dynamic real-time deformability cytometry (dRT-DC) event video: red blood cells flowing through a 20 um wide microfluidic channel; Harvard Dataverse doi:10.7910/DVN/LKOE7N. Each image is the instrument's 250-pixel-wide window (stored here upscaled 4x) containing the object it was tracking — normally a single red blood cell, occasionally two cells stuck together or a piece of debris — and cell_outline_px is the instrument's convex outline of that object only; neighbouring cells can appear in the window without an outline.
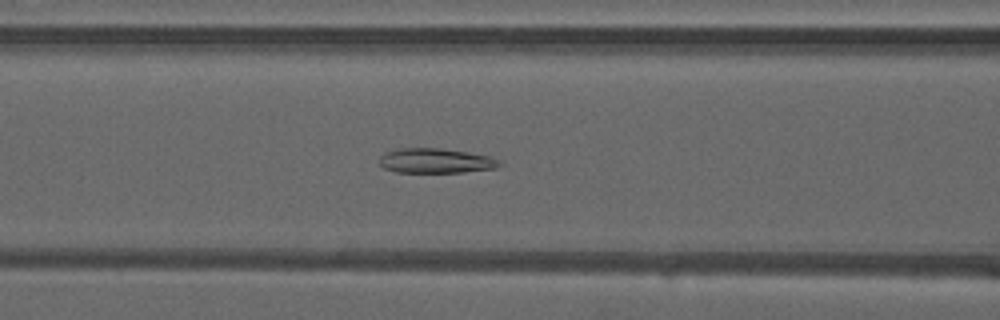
{"species": "common noctule bat (a hibernating species)", "species_latin": "Nyctalus noctula", "temperature_condition": "warm", "stored_images_in_passage": 39, "camera_frame_rate_fps": 3000, "um_per_image_px": 0.085, "animal": {"sex": "male", "forearm_length_mm": 52.5}, "frame": {"image": 1, "passage_image": 10, "time_ms": 3.0, "image_size_px": [1000, 320], "cell_outline_px": [[504, 164], [496, 168], [464, 172], [396, 172], [384, 168], [380, 164], [380, 156], [384, 152], [400, 148], [440, 148], [468, 152], [488, 156]], "centroid_in_image_um": [37.01, 13.66], "position_along_channel_um": 129.6, "area_um2": 17.28}}
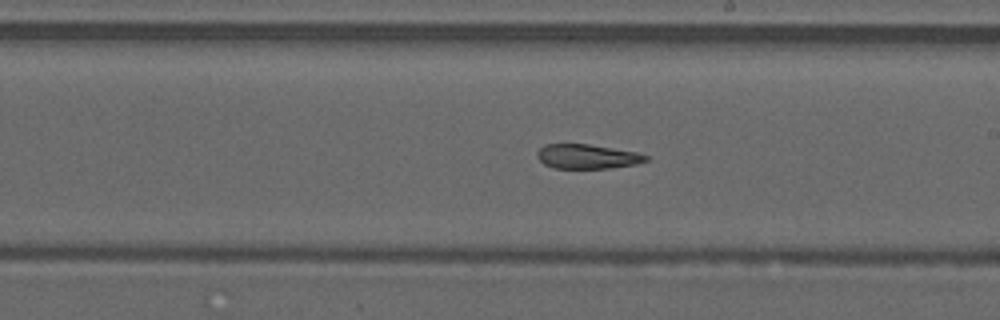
{"frame": {"image": 2, "passage_image": 18, "time_ms": 5.667, "image_size_px": [1000, 320], "cell_outline_px": [[648, 160], [636, 164], [608, 168], [556, 168], [544, 164], [536, 156], [536, 152], [544, 144], [588, 144], [636, 152], [648, 156]], "centroid_in_image_um": [49.89, 13.3], "position_along_channel_um": 239.1, "area_um2": 15.37}}
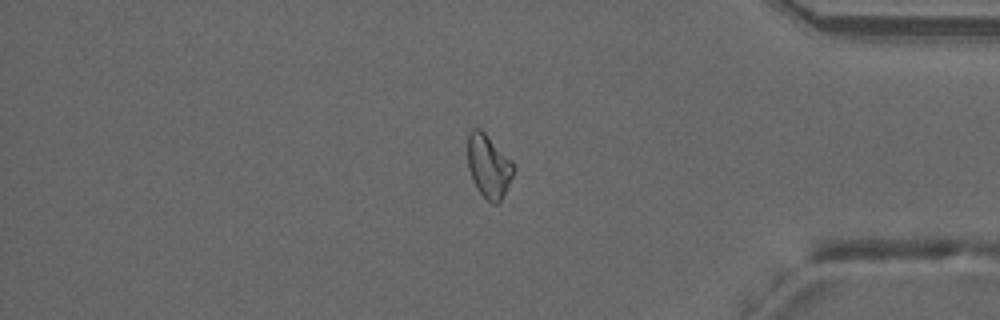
{"frame": {"image": 3, "passage_image": 31, "time_ms": 10.0, "image_size_px": [1000, 320], "cell_outline_px": [[516, 168], [500, 200], [496, 204], [492, 204], [476, 188], [472, 180], [468, 168], [468, 132], [472, 128], [480, 128], [512, 160]], "centroid_in_image_um": [41.52, 14.09], "position_along_channel_um": 393.7, "area_um2": 16.82}, "authors_computed_cell_mechanics": {"area_um2": 17.1088, "velocity_mm_per_s": 4.1166, "shape_relaxation_time_tau1_ms": null, "shape_relaxation_time_tau2_ms": 10.0641, "deformation_change_tau1": null, "deformation_change_tau2": 0.1551}}